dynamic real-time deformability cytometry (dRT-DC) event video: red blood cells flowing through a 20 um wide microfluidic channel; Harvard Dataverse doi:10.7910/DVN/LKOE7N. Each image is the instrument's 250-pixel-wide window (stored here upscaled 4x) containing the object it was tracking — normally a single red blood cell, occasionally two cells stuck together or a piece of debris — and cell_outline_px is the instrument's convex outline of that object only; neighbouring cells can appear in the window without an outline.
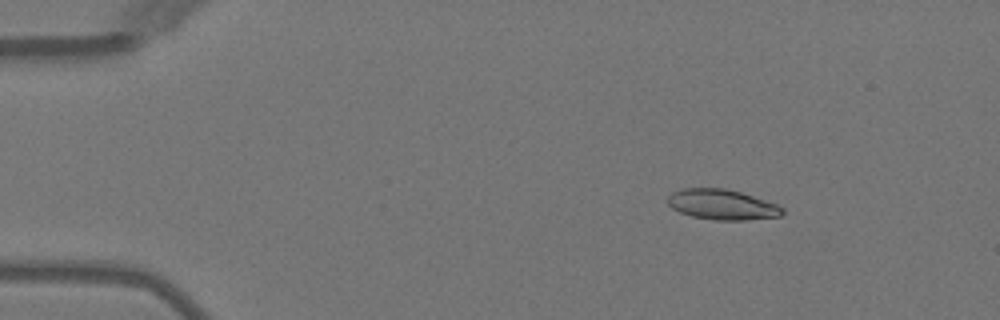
{"species": "Egyptian fruit bat (a non-hibernating species)", "species_latin": "Rousettus aegyptiacus", "temperature_condition": "warm", "stored_images_in_passage": 9, "camera_frame_rate_fps": 3000, "um_per_image_px": 0.085, "animal": {"sex": "female"}, "frame": {"image": 1, "passage_image": 8, "time_ms": 2.333, "image_size_px": [1000, 320], "cell_outline_px": [[784, 212], [780, 216], [744, 220], [716, 220], [692, 216], [680, 212], [672, 208], [668, 204], [668, 196], [672, 192], [684, 188], [724, 188], [740, 192], [776, 204], [784, 208]], "centroid_in_image_um": [61.36, 17.39], "position_along_channel_um": 23.6, "area_um2": 20.06}}